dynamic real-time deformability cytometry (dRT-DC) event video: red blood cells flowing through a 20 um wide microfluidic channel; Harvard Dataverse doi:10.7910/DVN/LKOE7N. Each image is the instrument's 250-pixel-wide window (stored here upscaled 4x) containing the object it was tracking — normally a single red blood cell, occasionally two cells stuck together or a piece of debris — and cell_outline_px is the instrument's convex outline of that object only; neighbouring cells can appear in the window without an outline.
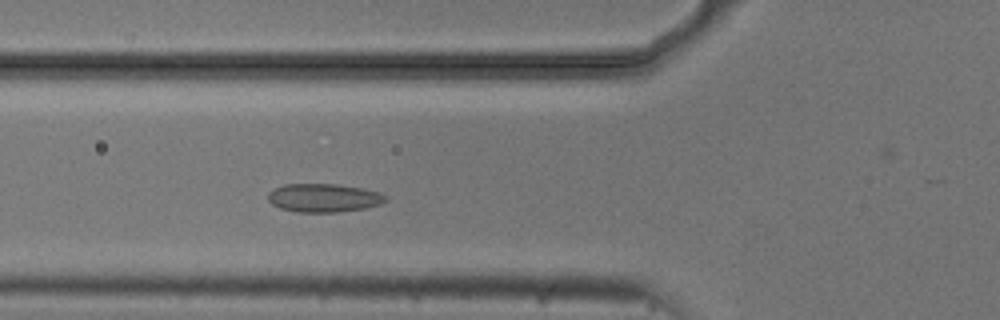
{"species": "common noctule bat (a hibernating species)", "species_latin": "Nyctalus noctula", "temperature_condition": "cold", "stored_images_in_passage": 37, "camera_frame_rate_fps": 3000, "um_per_image_px": 0.085, "animal": {"sex": "male", "body_mass_g": 20.5, "forearm_length_mm": 52.5}, "frame": {"image": 1, "passage_image": 13, "time_ms": 4.0, "image_size_px": [1000, 320], "cell_outline_px": [[388, 200], [380, 204], [364, 208], [340, 212], [296, 212], [280, 208], [272, 204], [268, 200], [268, 192], [272, 188], [284, 184], [336, 184], [360, 188], [380, 192], [388, 196]], "centroid_in_image_um": [27.5, 16.82], "position_along_channel_um": 98.3, "area_um2": 19.65}}
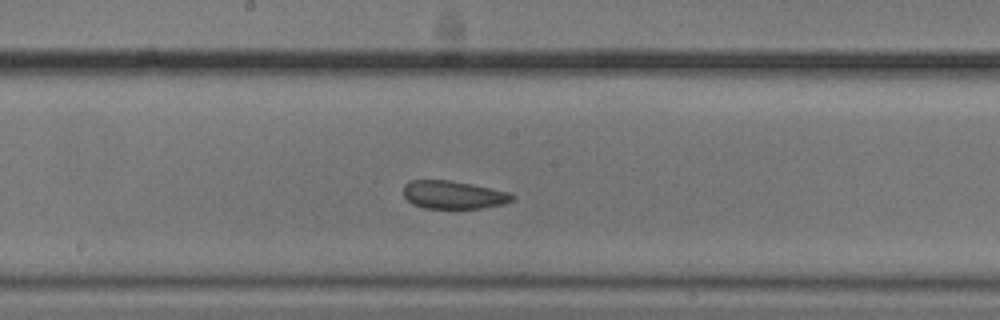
{"frame": {"image": 2, "passage_image": 22, "time_ms": 7.0, "image_size_px": [1000, 320], "cell_outline_px": [[516, 196], [512, 200], [504, 204], [480, 208], [424, 208], [412, 204], [404, 196], [404, 184], [412, 180], [448, 180], [472, 184], [508, 192]], "centroid_in_image_um": [38.53, 16.56], "position_along_channel_um": 209.7, "area_um2": 17.69}}
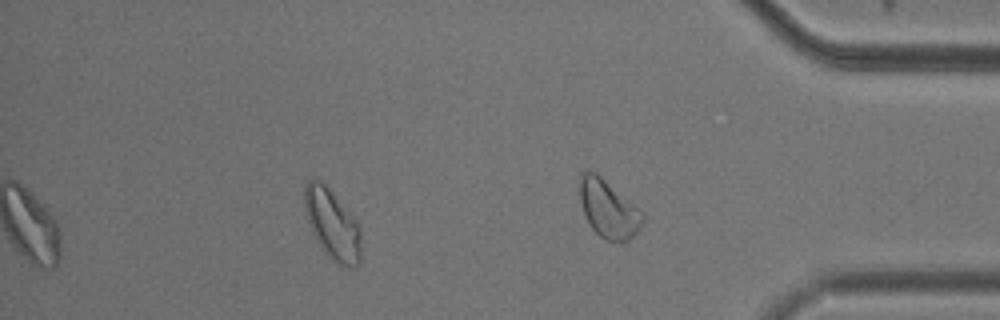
{"frame": {"image": 3, "passage_image": 37, "time_ms": 12.0, "image_size_px": [1000, 320], "cell_outline_px": [[360, 264], [352, 268], [340, 264], [328, 256], [324, 252], [312, 232], [308, 224], [304, 204], [304, 188], [308, 180], [316, 176], [324, 180], [356, 220], [360, 228]], "centroid_in_image_um": [28.22, 18.99], "position_along_channel_um": 407.0, "area_um2": 23.47}, "authors_computed_cell_mechanics": {"area_um2": 19.1896, "velocity_mm_per_s": 3.6973, "shape_relaxation_time_tau1_ms": null, "shape_relaxation_time_tau2_ms": 1.7921, "deformation_change_tau1": null, "deformation_change_tau2": 0.062}}